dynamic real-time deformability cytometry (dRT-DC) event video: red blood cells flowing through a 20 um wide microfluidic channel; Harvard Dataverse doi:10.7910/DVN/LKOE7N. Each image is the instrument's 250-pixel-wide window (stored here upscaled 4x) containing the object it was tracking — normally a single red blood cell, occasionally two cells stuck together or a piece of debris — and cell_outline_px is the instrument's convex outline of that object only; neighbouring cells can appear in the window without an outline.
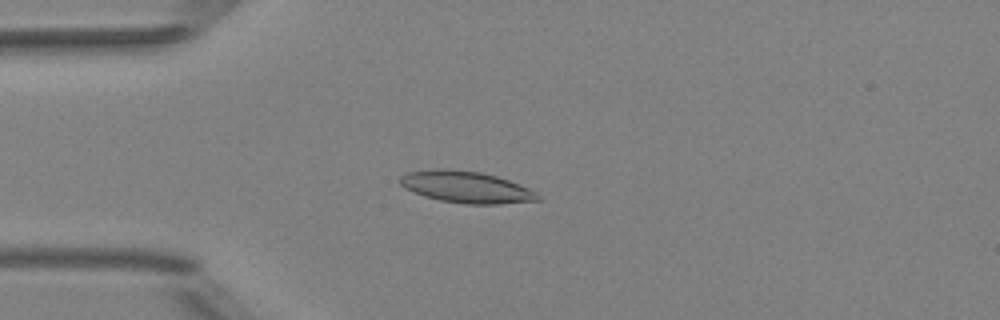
{"species": "Egyptian fruit bat (a non-hibernating species)", "species_latin": "Rousettus aegyptiacus", "temperature_condition": "room temperature", "stored_images_in_passage": 52, "camera_frame_rate_fps": 3000, "um_per_image_px": 0.085, "animal": {"sex": "female"}, "frame": {"image": 1, "passage_image": 14, "time_ms": 4.333, "image_size_px": [1000, 320], "cell_outline_px": [[544, 200], [500, 204], [464, 204], [440, 200], [424, 196], [404, 188], [400, 184], [400, 176], [408, 172], [436, 168], [448, 168], [480, 172], [496, 176], [520, 184], [536, 192]], "centroid_in_image_um": [39.64, 15.9], "position_along_channel_um": 45.4, "area_um2": 25.61}}
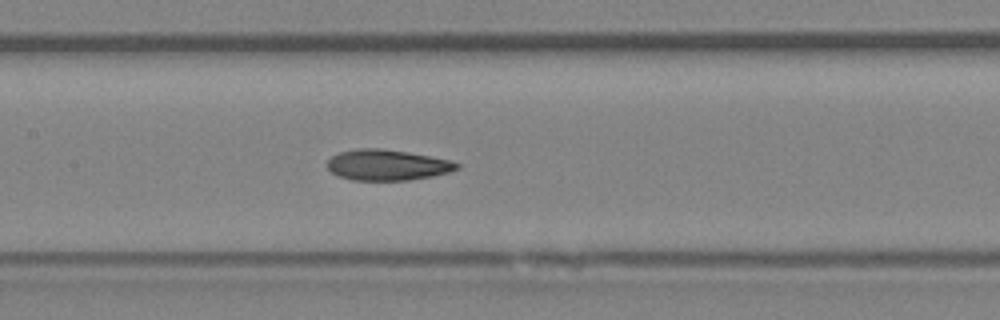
{"frame": {"image": 2, "passage_image": 25, "time_ms": 8.0, "image_size_px": [1000, 320], "cell_outline_px": [[460, 168], [448, 172], [432, 176], [408, 180], [352, 180], [340, 176], [332, 172], [328, 168], [328, 160], [332, 156], [340, 152], [356, 148], [380, 148], [408, 152], [448, 160], [460, 164]], "centroid_in_image_um": [32.9, 14.02], "position_along_channel_um": 174.5, "area_um2": 23.0}}
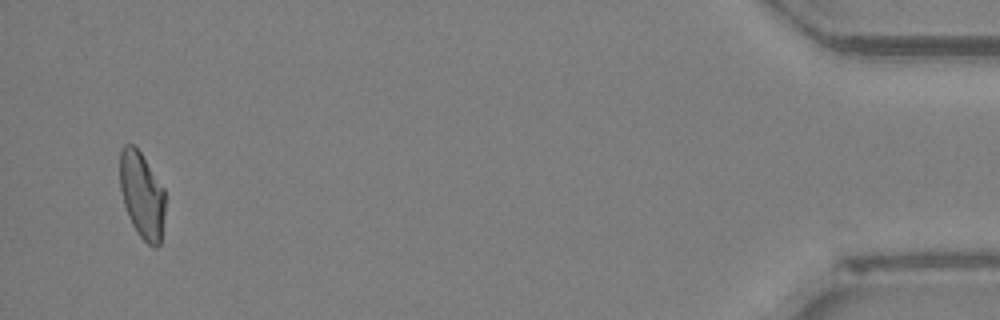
{"frame": {"image": 3, "passage_image": 50, "time_ms": 16.333, "image_size_px": [1000, 320], "cell_outline_px": [[164, 216], [160, 244], [156, 248], [152, 248], [136, 232], [128, 216], [124, 204], [120, 188], [120, 148], [124, 144], [132, 144], [140, 152], [164, 188]], "centroid_in_image_um": [12.06, 16.6], "position_along_channel_um": 423.1, "area_um2": 22.77}, "authors_computed_cell_mechanics": {"area_um2": 23.4668, "velocity_mm_per_s": 4.0212, "shape_relaxation_time_tau1_ms": null, "shape_relaxation_time_tau2_ms": 2.9021, "deformation_change_tau1": null, "deformation_change_tau2": 0.091}}